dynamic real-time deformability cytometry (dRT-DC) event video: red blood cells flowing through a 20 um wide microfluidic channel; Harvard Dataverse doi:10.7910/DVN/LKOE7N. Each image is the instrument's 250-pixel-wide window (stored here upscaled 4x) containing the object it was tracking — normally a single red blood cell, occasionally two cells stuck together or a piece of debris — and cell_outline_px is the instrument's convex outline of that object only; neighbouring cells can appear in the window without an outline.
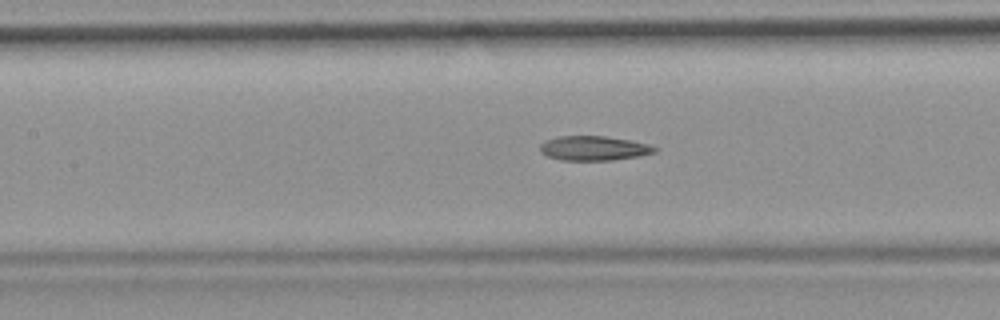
{"species": "common noctule bat (a hibernating species)", "species_latin": "Nyctalus noctula", "temperature_condition": "room temperature", "stored_images_in_passage": 52, "camera_frame_rate_fps": 3000, "um_per_image_px": 0.085, "animal": {"sex": "female", "body_mass_g": 19.9}, "frame": {"image": 1, "passage_image": 23, "time_ms": 7.333, "image_size_px": [1000, 320], "cell_outline_px": [[660, 148], [656, 152], [640, 156], [612, 160], [560, 160], [548, 156], [540, 152], [540, 144], [544, 140], [560, 136], [604, 136], [628, 140], [648, 144]], "centroid_in_image_um": [50.47, 12.6], "position_along_channel_um": 156.9, "area_um2": 16.42}}
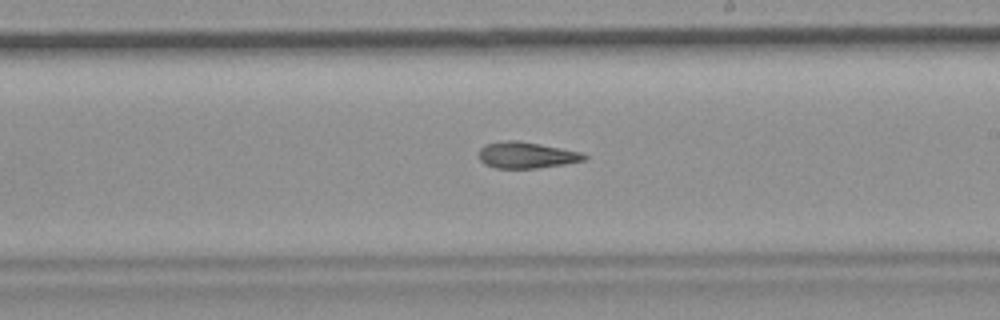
{"frame": {"image": 2, "passage_image": 30, "time_ms": 9.667, "image_size_px": [1000, 320], "cell_outline_px": [[588, 156], [584, 160], [564, 164], [536, 168], [496, 168], [484, 164], [480, 160], [480, 148], [484, 144], [504, 140], [516, 140], [540, 144], [580, 152]], "centroid_in_image_um": [44.71, 13.18], "position_along_channel_um": 244.3, "area_um2": 16.01}, "authors_computed_cell_mechanics": {"area_um2": 17.0221, "velocity_mm_per_s": 3.7656, "shape_relaxation_time_tau1_ms": null, "shape_relaxation_time_tau2_ms": 5.6991, "deformation_change_tau1": null, "deformation_change_tau2": 0.148}}